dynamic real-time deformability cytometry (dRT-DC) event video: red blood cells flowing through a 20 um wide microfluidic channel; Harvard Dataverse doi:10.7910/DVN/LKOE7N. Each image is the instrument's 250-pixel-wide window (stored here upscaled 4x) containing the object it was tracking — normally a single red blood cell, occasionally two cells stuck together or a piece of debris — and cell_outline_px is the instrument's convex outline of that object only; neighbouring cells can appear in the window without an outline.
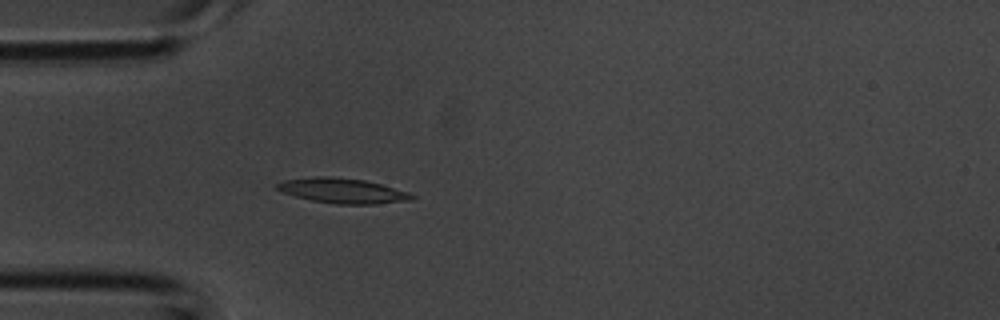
{"species": "common noctule bat (a hibernating species)", "species_latin": "Nyctalus noctula", "temperature_condition": "room temperature", "stored_images_in_passage": 4, "camera_frame_rate_fps": 3000, "um_per_image_px": 0.085, "animal": {"sex": "male", "body_mass_g": 20.1, "forearm_length_mm": 53.5}, "frame": {"image": 1, "passage_image": 4, "time_ms": 1.0, "image_size_px": [1000, 320], "cell_outline_px": [[416, 196], [412, 200], [376, 204], [336, 204], [312, 200], [296, 196], [284, 192], [276, 188], [276, 184], [284, 180], [316, 176], [328, 176], [364, 180], [380, 184], [408, 192]], "centroid_in_image_um": [29.14, 16.21], "position_along_channel_um": 55.9, "area_um2": 19.42}}